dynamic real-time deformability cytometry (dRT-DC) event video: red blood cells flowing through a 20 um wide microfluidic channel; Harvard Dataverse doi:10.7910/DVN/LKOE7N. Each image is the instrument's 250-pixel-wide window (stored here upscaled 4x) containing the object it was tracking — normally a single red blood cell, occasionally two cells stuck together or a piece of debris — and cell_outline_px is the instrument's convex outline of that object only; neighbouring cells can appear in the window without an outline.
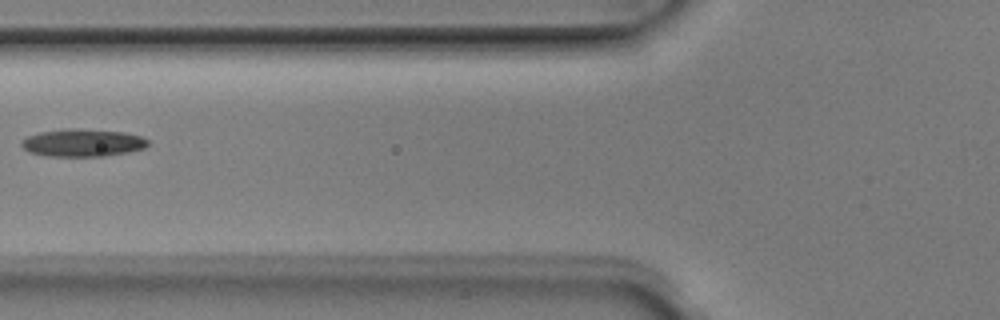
{"species": "Egyptian fruit bat (a non-hibernating species)", "species_latin": "Rousettus aegyptiacus", "temperature_condition": "room temperature", "stored_images_in_passage": 5, "camera_frame_rate_fps": 3000, "um_per_image_px": 0.085, "animal": {"sex": "male"}, "frame": {"image": 1, "passage_image": 5, "time_ms": 1.333, "image_size_px": [1000, 320], "cell_outline_px": [[148, 144], [144, 148], [128, 152], [104, 156], [44, 156], [28, 152], [20, 144], [20, 140], [28, 136], [40, 132], [72, 128], [76, 128], [124, 132], [140, 136], [148, 140]], "centroid_in_image_um": [6.99, 12.14], "position_along_channel_um": 118.8, "area_um2": 20.35}}